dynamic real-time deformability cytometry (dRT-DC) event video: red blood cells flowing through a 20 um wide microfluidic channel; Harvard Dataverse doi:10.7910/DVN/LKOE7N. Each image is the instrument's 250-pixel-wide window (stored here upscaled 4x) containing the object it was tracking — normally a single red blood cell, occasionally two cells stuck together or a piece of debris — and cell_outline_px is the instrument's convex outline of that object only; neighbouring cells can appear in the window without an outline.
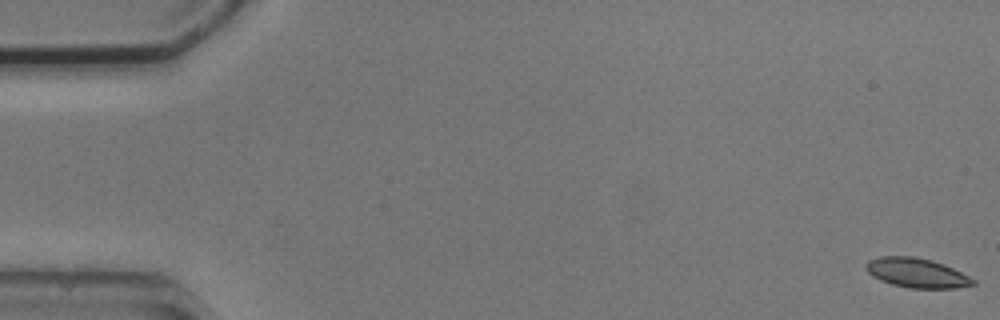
{"species": "common noctule bat (a hibernating species)", "species_latin": "Nyctalus noctula", "temperature_condition": "cold", "stored_images_in_passage": 8, "camera_frame_rate_fps": 3000, "um_per_image_px": 0.085, "animal": {"sex": "male", "body_mass_g": 20.5, "forearm_length_mm": 52.5}, "frame": {"image": 1, "passage_image": 1, "time_ms": 0.0, "image_size_px": [1000, 320], "cell_outline_px": [[976, 284], [956, 288], [908, 288], [892, 284], [880, 280], [872, 276], [864, 268], [864, 264], [868, 260], [880, 256], [912, 256], [932, 260], [944, 264], [976, 280]], "centroid_in_image_um": [77.89, 23.19], "position_along_channel_um": 7.1, "area_um2": 18.5}}
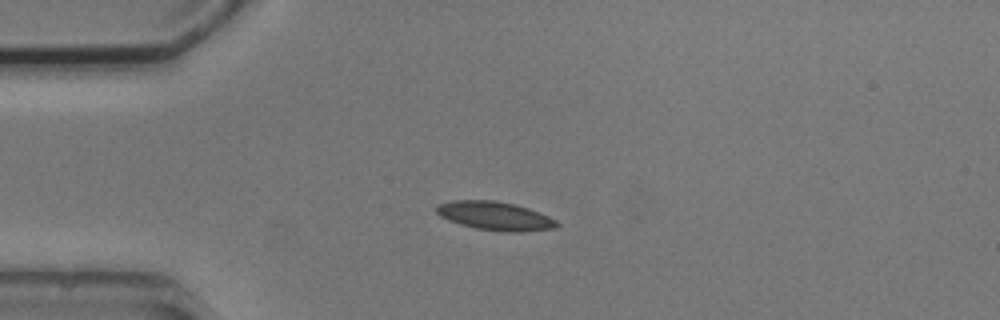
{"frame": {"image": 2, "passage_image": 4, "time_ms": 4.333, "image_size_px": [1000, 320], "cell_outline_px": [[560, 224], [556, 228], [520, 232], [504, 232], [476, 228], [460, 224], [448, 220], [440, 216], [436, 212], [436, 208], [440, 204], [452, 200], [492, 200], [516, 204], [528, 208], [548, 216], [556, 220]], "centroid_in_image_um": [42.09, 18.36], "position_along_channel_um": 42.9, "area_um2": 20.06}}